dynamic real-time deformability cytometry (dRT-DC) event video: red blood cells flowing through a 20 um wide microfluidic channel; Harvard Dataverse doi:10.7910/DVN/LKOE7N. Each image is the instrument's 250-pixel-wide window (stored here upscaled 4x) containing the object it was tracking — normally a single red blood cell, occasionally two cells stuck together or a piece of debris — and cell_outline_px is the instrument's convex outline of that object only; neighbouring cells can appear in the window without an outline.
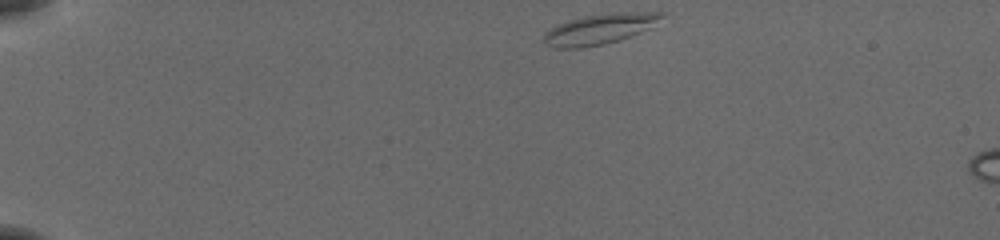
{"species": "common noctule bat (a hibernating species)", "species_latin": "Nyctalus noctula", "temperature_condition": "cold", "stored_images_in_passage": 6, "camera_frame_rate_fps": 3000, "um_per_image_px": 0.085, "animal": {"sex": "female", "body_mass_g": 19.5, "forearm_length_mm": 54.1}, "frame": {"image": 1, "passage_image": 1, "time_ms": 0.0, "image_size_px": [1000, 240], "cell_outline_px": [[664, 16], [652, 28], [604, 44], [580, 48], [552, 48], [544, 44], [540, 40], [544, 32], [548, 28], [556, 24], [568, 20], [584, 16], [612, 12], [664, 12]], "centroid_in_image_um": [50.89, 2.46], "position_along_channel_um": 34.1, "area_um2": 21.21}}